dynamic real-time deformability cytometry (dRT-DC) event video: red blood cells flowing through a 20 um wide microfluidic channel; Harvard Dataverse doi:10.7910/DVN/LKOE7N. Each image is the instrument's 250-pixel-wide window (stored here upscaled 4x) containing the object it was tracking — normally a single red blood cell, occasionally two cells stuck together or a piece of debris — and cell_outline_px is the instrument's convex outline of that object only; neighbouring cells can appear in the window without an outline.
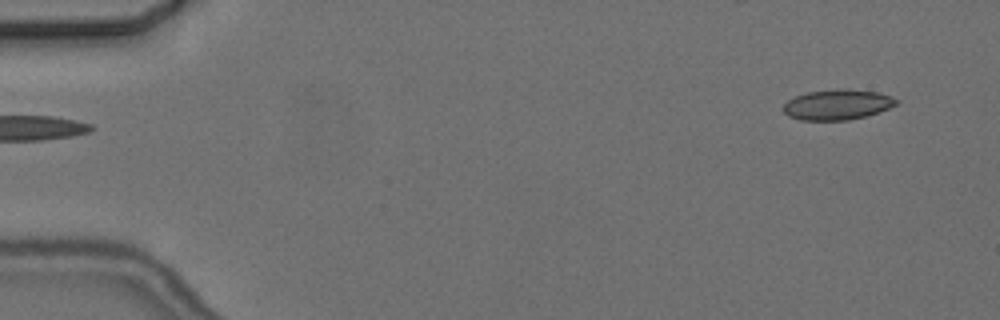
{"species": "common noctule bat (a hibernating species)", "species_latin": "Nyctalus noctula", "temperature_condition": "cold", "stored_images_in_passage": 3, "segment_of_instrument_passage": [2, 2], "camera_frame_rate_fps": 3000, "um_per_image_px": 0.085, "animal": {"sex": "female", "body_mass_g": 24.6, "forearm_length_mm": 56.2}, "frame": {"image": 1, "passage_image": 3, "time_ms": 2.333, "image_size_px": [1000, 320], "cell_outline_px": [[900, 100], [896, 104], [880, 112], [848, 120], [800, 120], [788, 116], [784, 112], [784, 104], [788, 100], [796, 96], [808, 92], [836, 88], [840, 88], [876, 92], [892, 96]], "centroid_in_image_um": [71.18, 8.89], "position_along_channel_um": 13.8, "area_um2": 19.94}}